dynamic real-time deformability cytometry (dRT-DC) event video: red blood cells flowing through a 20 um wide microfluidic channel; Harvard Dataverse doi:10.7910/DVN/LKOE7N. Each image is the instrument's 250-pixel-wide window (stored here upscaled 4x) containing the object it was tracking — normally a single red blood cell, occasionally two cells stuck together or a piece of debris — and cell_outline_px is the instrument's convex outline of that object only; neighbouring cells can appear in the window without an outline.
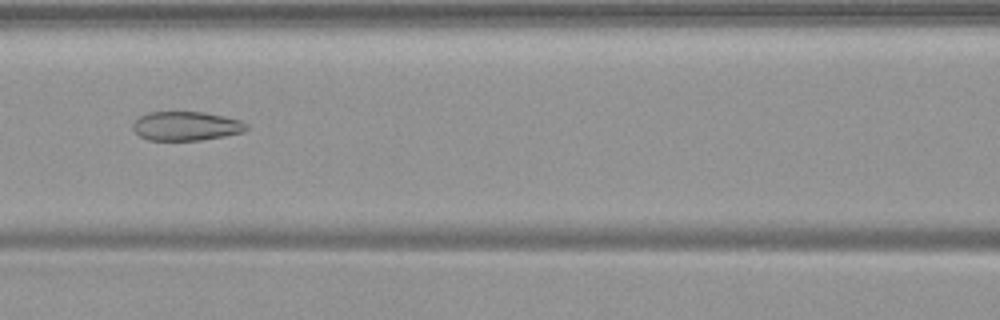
{"species": "common noctule bat (a hibernating species)", "species_latin": "Nyctalus noctula", "temperature_condition": "warm", "stored_images_in_passage": 55, "camera_frame_rate_fps": 3000, "um_per_image_px": 0.085, "animal": {"sex": "female", "body_mass_g": 19.9}, "frame": {"image": 1, "passage_image": 25, "time_ms": 8.0, "image_size_px": [1000, 320], "cell_outline_px": [[248, 128], [244, 132], [224, 136], [200, 140], [148, 140], [140, 136], [132, 128], [132, 124], [140, 116], [148, 112], [204, 112], [224, 116], [240, 120], [248, 124]], "centroid_in_image_um": [15.83, 10.71], "position_along_channel_um": 150.8, "area_um2": 19.25}}
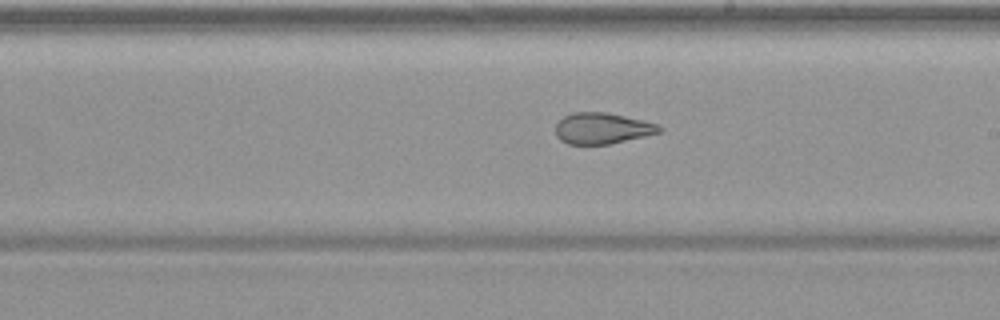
{"frame": {"image": 2, "passage_image": 32, "time_ms": 10.333, "image_size_px": [1000, 320], "cell_outline_px": [[664, 128], [660, 132], [644, 136], [608, 144], [568, 144], [560, 140], [556, 136], [556, 124], [564, 116], [572, 112], [604, 112], [624, 116], [656, 124]], "centroid_in_image_um": [51.15, 10.91], "position_along_channel_um": 237.9, "area_um2": 18.55}}
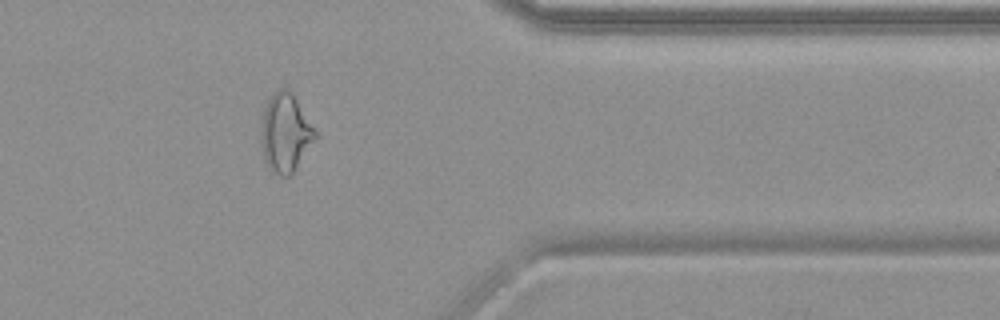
{"frame": {"image": 3, "passage_image": 45, "time_ms": 14.667, "image_size_px": [1000, 320], "cell_outline_px": [[316, 136], [292, 172], [288, 176], [280, 176], [272, 172], [268, 168], [264, 160], [260, 148], [260, 124], [264, 108], [272, 92], [280, 88], [288, 88], [296, 100], [316, 132]], "centroid_in_image_um": [24.17, 11.29], "position_along_channel_um": 387.2, "area_um2": 24.45}, "authors_computed_cell_mechanics": {"area_um2": 25.3164, "velocity_mm_per_s": 3.7543, "shape_relaxation_time_tau1_ms": null, "shape_relaxation_time_tau2_ms": 1.6241, "deformation_change_tau1": null, "deformation_change_tau2": 0.0958}}